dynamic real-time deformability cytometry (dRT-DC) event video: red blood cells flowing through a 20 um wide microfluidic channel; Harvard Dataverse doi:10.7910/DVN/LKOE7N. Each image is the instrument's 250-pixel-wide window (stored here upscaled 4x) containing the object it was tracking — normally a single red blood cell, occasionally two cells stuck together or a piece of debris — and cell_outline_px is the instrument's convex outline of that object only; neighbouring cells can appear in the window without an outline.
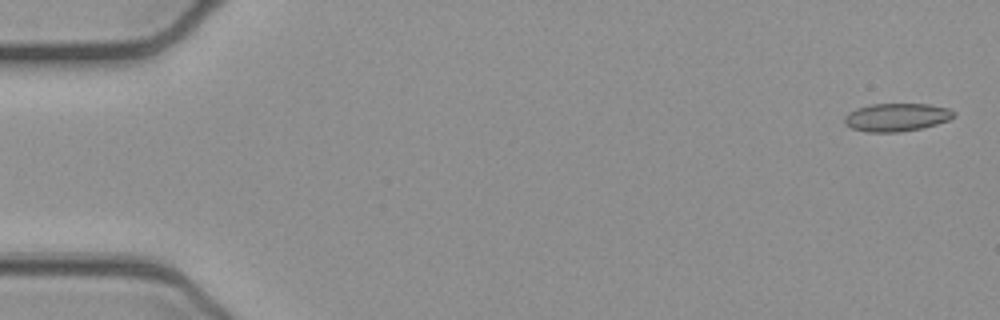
{"species": "common noctule bat (a hibernating species)", "species_latin": "Nyctalus noctula", "temperature_condition": "cold", "stored_images_in_passage": 53, "camera_frame_rate_fps": 3000, "um_per_image_px": 0.085, "animal": {"sex": "female", "body_mass_g": 21.9}, "frame": {"image": 1, "passage_image": 2, "time_ms": 0.333, "image_size_px": [1000, 320], "cell_outline_px": [[956, 116], [948, 120], [936, 124], [920, 128], [900, 132], [868, 132], [852, 128], [844, 124], [844, 116], [848, 112], [856, 108], [872, 104], [928, 104], [948, 108], [956, 112]], "centroid_in_image_um": [76.2, 9.96], "position_along_channel_um": 8.8, "area_um2": 17.92}}
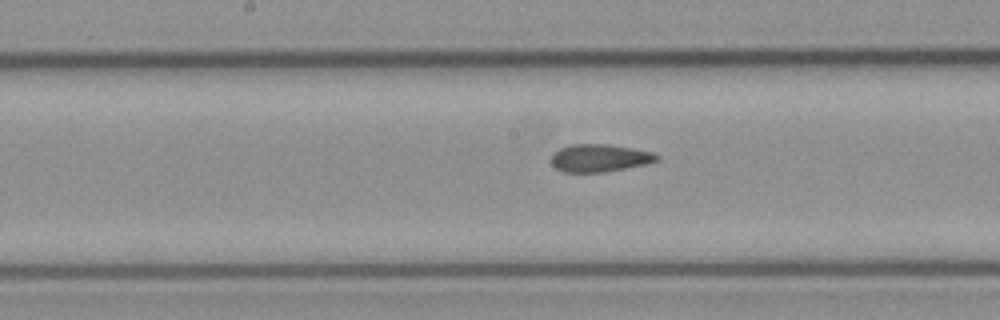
{"frame": {"image": 2, "passage_image": 27, "time_ms": 8.667, "image_size_px": [1000, 320], "cell_outline_px": [[660, 160], [648, 164], [604, 172], [564, 172], [556, 168], [552, 164], [552, 156], [560, 148], [568, 144], [608, 144], [632, 148], [652, 152], [660, 156]], "centroid_in_image_um": [51.01, 13.43], "position_along_channel_um": 197.2, "area_um2": 17.05}}
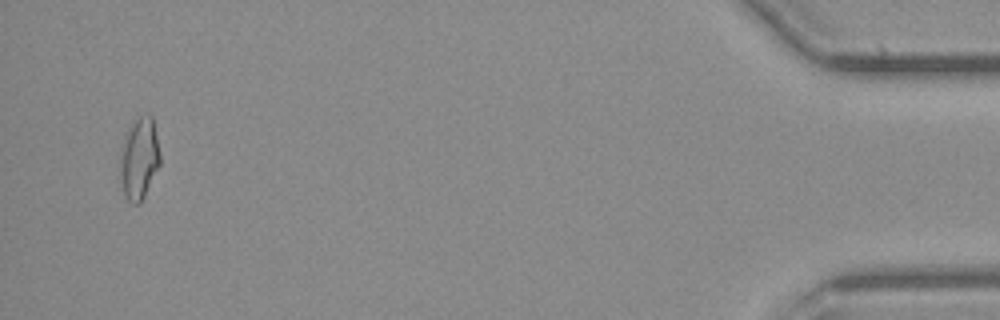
{"frame": {"image": 3, "passage_image": 51, "time_ms": 16.667, "image_size_px": [1000, 320], "cell_outline_px": [[160, 164], [140, 204], [132, 204], [124, 196], [120, 180], [120, 148], [124, 132], [140, 116], [152, 116], [160, 152]], "centroid_in_image_um": [11.8, 13.5], "position_along_channel_um": 423.4, "area_um2": 19.19}, "authors_computed_cell_mechanics": {"area_um2": 17.5134, "velocity_mm_per_s": 3.9117, "shape_relaxation_time_tau1_ms": null, "shape_relaxation_time_tau2_ms": 2.4163, "deformation_change_tau1": null, "deformation_change_tau2": 0.0957}}